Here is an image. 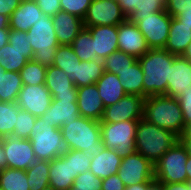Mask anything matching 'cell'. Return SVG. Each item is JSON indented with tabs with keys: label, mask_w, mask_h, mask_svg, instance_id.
Masks as SVG:
<instances>
[{
	"label": "cell",
	"mask_w": 191,
	"mask_h": 190,
	"mask_svg": "<svg viewBox=\"0 0 191 190\" xmlns=\"http://www.w3.org/2000/svg\"><path fill=\"white\" fill-rule=\"evenodd\" d=\"M177 55L164 48L149 49L138 59L143 71L144 99L152 95L166 94L170 68Z\"/></svg>",
	"instance_id": "obj_1"
},
{
	"label": "cell",
	"mask_w": 191,
	"mask_h": 190,
	"mask_svg": "<svg viewBox=\"0 0 191 190\" xmlns=\"http://www.w3.org/2000/svg\"><path fill=\"white\" fill-rule=\"evenodd\" d=\"M60 129L66 149L82 151L92 158L105 148L101 140L100 121L80 116Z\"/></svg>",
	"instance_id": "obj_2"
},
{
	"label": "cell",
	"mask_w": 191,
	"mask_h": 190,
	"mask_svg": "<svg viewBox=\"0 0 191 190\" xmlns=\"http://www.w3.org/2000/svg\"><path fill=\"white\" fill-rule=\"evenodd\" d=\"M143 118L178 138L187 130L178 99L165 94L145 98Z\"/></svg>",
	"instance_id": "obj_3"
},
{
	"label": "cell",
	"mask_w": 191,
	"mask_h": 190,
	"mask_svg": "<svg viewBox=\"0 0 191 190\" xmlns=\"http://www.w3.org/2000/svg\"><path fill=\"white\" fill-rule=\"evenodd\" d=\"M178 141L171 131L163 129L144 118L138 120L135 151L153 165Z\"/></svg>",
	"instance_id": "obj_4"
},
{
	"label": "cell",
	"mask_w": 191,
	"mask_h": 190,
	"mask_svg": "<svg viewBox=\"0 0 191 190\" xmlns=\"http://www.w3.org/2000/svg\"><path fill=\"white\" fill-rule=\"evenodd\" d=\"M29 141L37 160L51 161L67 150L61 129L51 126L40 117L36 118Z\"/></svg>",
	"instance_id": "obj_5"
},
{
	"label": "cell",
	"mask_w": 191,
	"mask_h": 190,
	"mask_svg": "<svg viewBox=\"0 0 191 190\" xmlns=\"http://www.w3.org/2000/svg\"><path fill=\"white\" fill-rule=\"evenodd\" d=\"M33 60L46 67L53 65L56 48L60 45L51 16L44 15L28 31Z\"/></svg>",
	"instance_id": "obj_6"
},
{
	"label": "cell",
	"mask_w": 191,
	"mask_h": 190,
	"mask_svg": "<svg viewBox=\"0 0 191 190\" xmlns=\"http://www.w3.org/2000/svg\"><path fill=\"white\" fill-rule=\"evenodd\" d=\"M138 120L115 123L100 122L102 144L115 150L121 158L135 152V140Z\"/></svg>",
	"instance_id": "obj_7"
},
{
	"label": "cell",
	"mask_w": 191,
	"mask_h": 190,
	"mask_svg": "<svg viewBox=\"0 0 191 190\" xmlns=\"http://www.w3.org/2000/svg\"><path fill=\"white\" fill-rule=\"evenodd\" d=\"M189 154L178 140L154 164V177L162 183L186 182V162Z\"/></svg>",
	"instance_id": "obj_8"
},
{
	"label": "cell",
	"mask_w": 191,
	"mask_h": 190,
	"mask_svg": "<svg viewBox=\"0 0 191 190\" xmlns=\"http://www.w3.org/2000/svg\"><path fill=\"white\" fill-rule=\"evenodd\" d=\"M131 23L136 24L146 39L150 49L164 48L169 36L172 17L162 10L147 16L128 17Z\"/></svg>",
	"instance_id": "obj_9"
},
{
	"label": "cell",
	"mask_w": 191,
	"mask_h": 190,
	"mask_svg": "<svg viewBox=\"0 0 191 190\" xmlns=\"http://www.w3.org/2000/svg\"><path fill=\"white\" fill-rule=\"evenodd\" d=\"M126 20V16L116 1L92 0L83 22L84 27L118 26Z\"/></svg>",
	"instance_id": "obj_10"
},
{
	"label": "cell",
	"mask_w": 191,
	"mask_h": 190,
	"mask_svg": "<svg viewBox=\"0 0 191 190\" xmlns=\"http://www.w3.org/2000/svg\"><path fill=\"white\" fill-rule=\"evenodd\" d=\"M118 176L125 186L145 183L154 178V165L135 151L122 158Z\"/></svg>",
	"instance_id": "obj_11"
},
{
	"label": "cell",
	"mask_w": 191,
	"mask_h": 190,
	"mask_svg": "<svg viewBox=\"0 0 191 190\" xmlns=\"http://www.w3.org/2000/svg\"><path fill=\"white\" fill-rule=\"evenodd\" d=\"M144 98L126 94L118 102L105 107L100 122L115 123L127 120H141L144 111Z\"/></svg>",
	"instance_id": "obj_12"
},
{
	"label": "cell",
	"mask_w": 191,
	"mask_h": 190,
	"mask_svg": "<svg viewBox=\"0 0 191 190\" xmlns=\"http://www.w3.org/2000/svg\"><path fill=\"white\" fill-rule=\"evenodd\" d=\"M0 140L4 145L8 168L26 171L37 161L29 139L6 136L4 138H0Z\"/></svg>",
	"instance_id": "obj_13"
},
{
	"label": "cell",
	"mask_w": 191,
	"mask_h": 190,
	"mask_svg": "<svg viewBox=\"0 0 191 190\" xmlns=\"http://www.w3.org/2000/svg\"><path fill=\"white\" fill-rule=\"evenodd\" d=\"M51 101V92L46 88L45 84L23 85L16 100L20 109L31 113L37 118L49 109Z\"/></svg>",
	"instance_id": "obj_14"
},
{
	"label": "cell",
	"mask_w": 191,
	"mask_h": 190,
	"mask_svg": "<svg viewBox=\"0 0 191 190\" xmlns=\"http://www.w3.org/2000/svg\"><path fill=\"white\" fill-rule=\"evenodd\" d=\"M149 49L145 37L136 24L127 19L118 25V50L139 59Z\"/></svg>",
	"instance_id": "obj_15"
},
{
	"label": "cell",
	"mask_w": 191,
	"mask_h": 190,
	"mask_svg": "<svg viewBox=\"0 0 191 190\" xmlns=\"http://www.w3.org/2000/svg\"><path fill=\"white\" fill-rule=\"evenodd\" d=\"M80 117L77 98H52L49 109L40 118L51 126L61 128Z\"/></svg>",
	"instance_id": "obj_16"
},
{
	"label": "cell",
	"mask_w": 191,
	"mask_h": 190,
	"mask_svg": "<svg viewBox=\"0 0 191 190\" xmlns=\"http://www.w3.org/2000/svg\"><path fill=\"white\" fill-rule=\"evenodd\" d=\"M191 86V63L183 56H176L170 68L167 96L179 98Z\"/></svg>",
	"instance_id": "obj_17"
},
{
	"label": "cell",
	"mask_w": 191,
	"mask_h": 190,
	"mask_svg": "<svg viewBox=\"0 0 191 190\" xmlns=\"http://www.w3.org/2000/svg\"><path fill=\"white\" fill-rule=\"evenodd\" d=\"M90 31L94 42V59L104 60L118 50V26L85 27Z\"/></svg>",
	"instance_id": "obj_18"
},
{
	"label": "cell",
	"mask_w": 191,
	"mask_h": 190,
	"mask_svg": "<svg viewBox=\"0 0 191 190\" xmlns=\"http://www.w3.org/2000/svg\"><path fill=\"white\" fill-rule=\"evenodd\" d=\"M77 105L80 116L100 121L105 106L96 84L77 88Z\"/></svg>",
	"instance_id": "obj_19"
},
{
	"label": "cell",
	"mask_w": 191,
	"mask_h": 190,
	"mask_svg": "<svg viewBox=\"0 0 191 190\" xmlns=\"http://www.w3.org/2000/svg\"><path fill=\"white\" fill-rule=\"evenodd\" d=\"M55 33L60 45H71L77 35L84 29V22L78 16L59 11L52 16Z\"/></svg>",
	"instance_id": "obj_20"
},
{
	"label": "cell",
	"mask_w": 191,
	"mask_h": 190,
	"mask_svg": "<svg viewBox=\"0 0 191 190\" xmlns=\"http://www.w3.org/2000/svg\"><path fill=\"white\" fill-rule=\"evenodd\" d=\"M45 86L52 98H77V88L68 75L58 67H47Z\"/></svg>",
	"instance_id": "obj_21"
},
{
	"label": "cell",
	"mask_w": 191,
	"mask_h": 190,
	"mask_svg": "<svg viewBox=\"0 0 191 190\" xmlns=\"http://www.w3.org/2000/svg\"><path fill=\"white\" fill-rule=\"evenodd\" d=\"M43 16V12L35 1L22 0L18 8L10 15L9 29L27 32Z\"/></svg>",
	"instance_id": "obj_22"
},
{
	"label": "cell",
	"mask_w": 191,
	"mask_h": 190,
	"mask_svg": "<svg viewBox=\"0 0 191 190\" xmlns=\"http://www.w3.org/2000/svg\"><path fill=\"white\" fill-rule=\"evenodd\" d=\"M71 158L64 154L50 161L49 186L56 190H70L73 184Z\"/></svg>",
	"instance_id": "obj_23"
},
{
	"label": "cell",
	"mask_w": 191,
	"mask_h": 190,
	"mask_svg": "<svg viewBox=\"0 0 191 190\" xmlns=\"http://www.w3.org/2000/svg\"><path fill=\"white\" fill-rule=\"evenodd\" d=\"M122 158L115 150L104 148L102 152L91 158L90 171L102 180L118 174Z\"/></svg>",
	"instance_id": "obj_24"
},
{
	"label": "cell",
	"mask_w": 191,
	"mask_h": 190,
	"mask_svg": "<svg viewBox=\"0 0 191 190\" xmlns=\"http://www.w3.org/2000/svg\"><path fill=\"white\" fill-rule=\"evenodd\" d=\"M190 42V27L185 24H181L176 17H172L169 36L164 49L174 55L182 56Z\"/></svg>",
	"instance_id": "obj_25"
},
{
	"label": "cell",
	"mask_w": 191,
	"mask_h": 190,
	"mask_svg": "<svg viewBox=\"0 0 191 190\" xmlns=\"http://www.w3.org/2000/svg\"><path fill=\"white\" fill-rule=\"evenodd\" d=\"M95 84L105 107L118 102L126 95L121 81L114 73L104 71Z\"/></svg>",
	"instance_id": "obj_26"
},
{
	"label": "cell",
	"mask_w": 191,
	"mask_h": 190,
	"mask_svg": "<svg viewBox=\"0 0 191 190\" xmlns=\"http://www.w3.org/2000/svg\"><path fill=\"white\" fill-rule=\"evenodd\" d=\"M123 14L128 17H140L165 10L167 0H118Z\"/></svg>",
	"instance_id": "obj_27"
},
{
	"label": "cell",
	"mask_w": 191,
	"mask_h": 190,
	"mask_svg": "<svg viewBox=\"0 0 191 190\" xmlns=\"http://www.w3.org/2000/svg\"><path fill=\"white\" fill-rule=\"evenodd\" d=\"M104 62L101 59L77 62L76 88L95 84L104 73Z\"/></svg>",
	"instance_id": "obj_28"
},
{
	"label": "cell",
	"mask_w": 191,
	"mask_h": 190,
	"mask_svg": "<svg viewBox=\"0 0 191 190\" xmlns=\"http://www.w3.org/2000/svg\"><path fill=\"white\" fill-rule=\"evenodd\" d=\"M22 87L20 72L5 71L0 67V101L16 102Z\"/></svg>",
	"instance_id": "obj_29"
},
{
	"label": "cell",
	"mask_w": 191,
	"mask_h": 190,
	"mask_svg": "<svg viewBox=\"0 0 191 190\" xmlns=\"http://www.w3.org/2000/svg\"><path fill=\"white\" fill-rule=\"evenodd\" d=\"M121 85L129 95H138L144 98L143 71L138 60L128 69L118 75Z\"/></svg>",
	"instance_id": "obj_30"
},
{
	"label": "cell",
	"mask_w": 191,
	"mask_h": 190,
	"mask_svg": "<svg viewBox=\"0 0 191 190\" xmlns=\"http://www.w3.org/2000/svg\"><path fill=\"white\" fill-rule=\"evenodd\" d=\"M28 61V50H18L10 43L0 48V67L5 71L20 72Z\"/></svg>",
	"instance_id": "obj_31"
},
{
	"label": "cell",
	"mask_w": 191,
	"mask_h": 190,
	"mask_svg": "<svg viewBox=\"0 0 191 190\" xmlns=\"http://www.w3.org/2000/svg\"><path fill=\"white\" fill-rule=\"evenodd\" d=\"M77 62L81 60L71 45H59L56 48L53 65L62 69L73 82L76 78Z\"/></svg>",
	"instance_id": "obj_32"
},
{
	"label": "cell",
	"mask_w": 191,
	"mask_h": 190,
	"mask_svg": "<svg viewBox=\"0 0 191 190\" xmlns=\"http://www.w3.org/2000/svg\"><path fill=\"white\" fill-rule=\"evenodd\" d=\"M50 161L37 160L27 170V183L30 190H42L49 186Z\"/></svg>",
	"instance_id": "obj_33"
},
{
	"label": "cell",
	"mask_w": 191,
	"mask_h": 190,
	"mask_svg": "<svg viewBox=\"0 0 191 190\" xmlns=\"http://www.w3.org/2000/svg\"><path fill=\"white\" fill-rule=\"evenodd\" d=\"M0 187L5 190H30L26 171L15 168L0 171Z\"/></svg>",
	"instance_id": "obj_34"
},
{
	"label": "cell",
	"mask_w": 191,
	"mask_h": 190,
	"mask_svg": "<svg viewBox=\"0 0 191 190\" xmlns=\"http://www.w3.org/2000/svg\"><path fill=\"white\" fill-rule=\"evenodd\" d=\"M19 109L17 102L0 101V138L11 136L14 132Z\"/></svg>",
	"instance_id": "obj_35"
},
{
	"label": "cell",
	"mask_w": 191,
	"mask_h": 190,
	"mask_svg": "<svg viewBox=\"0 0 191 190\" xmlns=\"http://www.w3.org/2000/svg\"><path fill=\"white\" fill-rule=\"evenodd\" d=\"M137 60L138 59L134 56L126 54L121 50H116L103 60L104 70L118 76L121 72L133 65Z\"/></svg>",
	"instance_id": "obj_36"
},
{
	"label": "cell",
	"mask_w": 191,
	"mask_h": 190,
	"mask_svg": "<svg viewBox=\"0 0 191 190\" xmlns=\"http://www.w3.org/2000/svg\"><path fill=\"white\" fill-rule=\"evenodd\" d=\"M76 56L81 61L94 60V42L90 31L84 29L77 35L71 44Z\"/></svg>",
	"instance_id": "obj_37"
},
{
	"label": "cell",
	"mask_w": 191,
	"mask_h": 190,
	"mask_svg": "<svg viewBox=\"0 0 191 190\" xmlns=\"http://www.w3.org/2000/svg\"><path fill=\"white\" fill-rule=\"evenodd\" d=\"M47 67L39 62L29 60L20 71L23 85L45 84Z\"/></svg>",
	"instance_id": "obj_38"
},
{
	"label": "cell",
	"mask_w": 191,
	"mask_h": 190,
	"mask_svg": "<svg viewBox=\"0 0 191 190\" xmlns=\"http://www.w3.org/2000/svg\"><path fill=\"white\" fill-rule=\"evenodd\" d=\"M36 118L31 113L19 109L17 114V120L14 127V132L12 133V137L21 138V139H29L32 133V128L34 127Z\"/></svg>",
	"instance_id": "obj_39"
},
{
	"label": "cell",
	"mask_w": 191,
	"mask_h": 190,
	"mask_svg": "<svg viewBox=\"0 0 191 190\" xmlns=\"http://www.w3.org/2000/svg\"><path fill=\"white\" fill-rule=\"evenodd\" d=\"M64 155L67 158H71L73 179H75L78 174L90 170L91 157L82 151L67 149Z\"/></svg>",
	"instance_id": "obj_40"
},
{
	"label": "cell",
	"mask_w": 191,
	"mask_h": 190,
	"mask_svg": "<svg viewBox=\"0 0 191 190\" xmlns=\"http://www.w3.org/2000/svg\"><path fill=\"white\" fill-rule=\"evenodd\" d=\"M101 184L102 179L89 170L76 176L70 190H101Z\"/></svg>",
	"instance_id": "obj_41"
},
{
	"label": "cell",
	"mask_w": 191,
	"mask_h": 190,
	"mask_svg": "<svg viewBox=\"0 0 191 190\" xmlns=\"http://www.w3.org/2000/svg\"><path fill=\"white\" fill-rule=\"evenodd\" d=\"M92 0H60L61 11L84 19Z\"/></svg>",
	"instance_id": "obj_42"
},
{
	"label": "cell",
	"mask_w": 191,
	"mask_h": 190,
	"mask_svg": "<svg viewBox=\"0 0 191 190\" xmlns=\"http://www.w3.org/2000/svg\"><path fill=\"white\" fill-rule=\"evenodd\" d=\"M8 43H10L12 47L18 50H28V59H33L34 52L29 42L27 32L10 29Z\"/></svg>",
	"instance_id": "obj_43"
},
{
	"label": "cell",
	"mask_w": 191,
	"mask_h": 190,
	"mask_svg": "<svg viewBox=\"0 0 191 190\" xmlns=\"http://www.w3.org/2000/svg\"><path fill=\"white\" fill-rule=\"evenodd\" d=\"M183 113V119L187 130H191V86L177 98Z\"/></svg>",
	"instance_id": "obj_44"
},
{
	"label": "cell",
	"mask_w": 191,
	"mask_h": 190,
	"mask_svg": "<svg viewBox=\"0 0 191 190\" xmlns=\"http://www.w3.org/2000/svg\"><path fill=\"white\" fill-rule=\"evenodd\" d=\"M191 6V0H167L166 12L171 17H177Z\"/></svg>",
	"instance_id": "obj_45"
},
{
	"label": "cell",
	"mask_w": 191,
	"mask_h": 190,
	"mask_svg": "<svg viewBox=\"0 0 191 190\" xmlns=\"http://www.w3.org/2000/svg\"><path fill=\"white\" fill-rule=\"evenodd\" d=\"M35 2L46 16L52 17L61 11L60 0H35Z\"/></svg>",
	"instance_id": "obj_46"
},
{
	"label": "cell",
	"mask_w": 191,
	"mask_h": 190,
	"mask_svg": "<svg viewBox=\"0 0 191 190\" xmlns=\"http://www.w3.org/2000/svg\"><path fill=\"white\" fill-rule=\"evenodd\" d=\"M126 186L118 174H113L102 180L101 190H125Z\"/></svg>",
	"instance_id": "obj_47"
},
{
	"label": "cell",
	"mask_w": 191,
	"mask_h": 190,
	"mask_svg": "<svg viewBox=\"0 0 191 190\" xmlns=\"http://www.w3.org/2000/svg\"><path fill=\"white\" fill-rule=\"evenodd\" d=\"M21 2L22 0H0V14L10 18Z\"/></svg>",
	"instance_id": "obj_48"
},
{
	"label": "cell",
	"mask_w": 191,
	"mask_h": 190,
	"mask_svg": "<svg viewBox=\"0 0 191 190\" xmlns=\"http://www.w3.org/2000/svg\"><path fill=\"white\" fill-rule=\"evenodd\" d=\"M178 140L186 149V152L191 156V130H186Z\"/></svg>",
	"instance_id": "obj_49"
},
{
	"label": "cell",
	"mask_w": 191,
	"mask_h": 190,
	"mask_svg": "<svg viewBox=\"0 0 191 190\" xmlns=\"http://www.w3.org/2000/svg\"><path fill=\"white\" fill-rule=\"evenodd\" d=\"M181 24L190 27L191 30V6L185 12L176 17Z\"/></svg>",
	"instance_id": "obj_50"
},
{
	"label": "cell",
	"mask_w": 191,
	"mask_h": 190,
	"mask_svg": "<svg viewBox=\"0 0 191 190\" xmlns=\"http://www.w3.org/2000/svg\"><path fill=\"white\" fill-rule=\"evenodd\" d=\"M164 190H190L186 182L164 183Z\"/></svg>",
	"instance_id": "obj_51"
},
{
	"label": "cell",
	"mask_w": 191,
	"mask_h": 190,
	"mask_svg": "<svg viewBox=\"0 0 191 190\" xmlns=\"http://www.w3.org/2000/svg\"><path fill=\"white\" fill-rule=\"evenodd\" d=\"M147 190H164V183L154 177L148 181Z\"/></svg>",
	"instance_id": "obj_52"
},
{
	"label": "cell",
	"mask_w": 191,
	"mask_h": 190,
	"mask_svg": "<svg viewBox=\"0 0 191 190\" xmlns=\"http://www.w3.org/2000/svg\"><path fill=\"white\" fill-rule=\"evenodd\" d=\"M7 167V158L4 152V145L0 140V171L5 170Z\"/></svg>",
	"instance_id": "obj_53"
},
{
	"label": "cell",
	"mask_w": 191,
	"mask_h": 190,
	"mask_svg": "<svg viewBox=\"0 0 191 190\" xmlns=\"http://www.w3.org/2000/svg\"><path fill=\"white\" fill-rule=\"evenodd\" d=\"M9 31L10 29H0V48L9 42Z\"/></svg>",
	"instance_id": "obj_54"
},
{
	"label": "cell",
	"mask_w": 191,
	"mask_h": 190,
	"mask_svg": "<svg viewBox=\"0 0 191 190\" xmlns=\"http://www.w3.org/2000/svg\"><path fill=\"white\" fill-rule=\"evenodd\" d=\"M148 182L126 186L125 190H147Z\"/></svg>",
	"instance_id": "obj_55"
},
{
	"label": "cell",
	"mask_w": 191,
	"mask_h": 190,
	"mask_svg": "<svg viewBox=\"0 0 191 190\" xmlns=\"http://www.w3.org/2000/svg\"><path fill=\"white\" fill-rule=\"evenodd\" d=\"M10 18L0 14V29H9Z\"/></svg>",
	"instance_id": "obj_56"
},
{
	"label": "cell",
	"mask_w": 191,
	"mask_h": 190,
	"mask_svg": "<svg viewBox=\"0 0 191 190\" xmlns=\"http://www.w3.org/2000/svg\"><path fill=\"white\" fill-rule=\"evenodd\" d=\"M187 179H191V156H188L186 162Z\"/></svg>",
	"instance_id": "obj_57"
},
{
	"label": "cell",
	"mask_w": 191,
	"mask_h": 190,
	"mask_svg": "<svg viewBox=\"0 0 191 190\" xmlns=\"http://www.w3.org/2000/svg\"><path fill=\"white\" fill-rule=\"evenodd\" d=\"M182 56L188 61H191V42L188 44V47Z\"/></svg>",
	"instance_id": "obj_58"
},
{
	"label": "cell",
	"mask_w": 191,
	"mask_h": 190,
	"mask_svg": "<svg viewBox=\"0 0 191 190\" xmlns=\"http://www.w3.org/2000/svg\"><path fill=\"white\" fill-rule=\"evenodd\" d=\"M186 183H187L188 187H190V190H191V179H187Z\"/></svg>",
	"instance_id": "obj_59"
},
{
	"label": "cell",
	"mask_w": 191,
	"mask_h": 190,
	"mask_svg": "<svg viewBox=\"0 0 191 190\" xmlns=\"http://www.w3.org/2000/svg\"><path fill=\"white\" fill-rule=\"evenodd\" d=\"M42 190H56V189H54L53 187L48 186V187H46V188H44Z\"/></svg>",
	"instance_id": "obj_60"
}]
</instances>
